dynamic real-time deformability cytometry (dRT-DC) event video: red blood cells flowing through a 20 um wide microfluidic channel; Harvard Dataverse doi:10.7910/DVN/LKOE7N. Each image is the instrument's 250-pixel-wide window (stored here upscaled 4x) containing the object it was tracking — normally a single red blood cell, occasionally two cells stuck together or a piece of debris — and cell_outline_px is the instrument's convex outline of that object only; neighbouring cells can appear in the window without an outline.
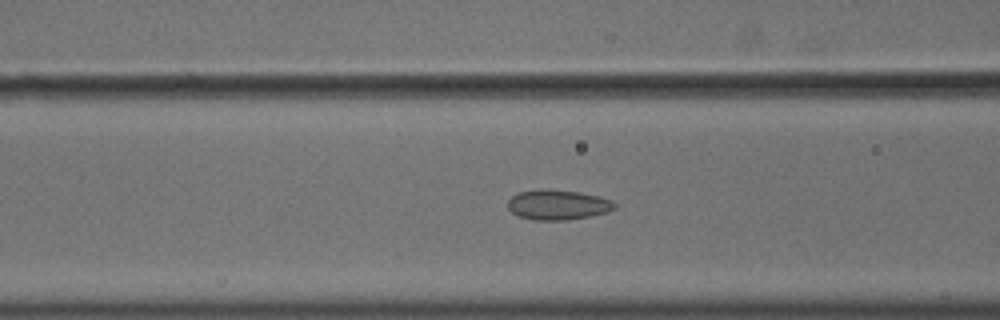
{"species": "common noctule bat (a hibernating species)", "species_latin": "Nyctalus noctula", "temperature_condition": "cold", "stored_images_in_passage": 57, "camera_frame_rate_fps": 3000, "um_per_image_px": 0.085, "animal": {"sex": "male", "body_mass_g": 18.8}, "frame": {"image": 1, "passage_image": 24, "time_ms": 7.667, "image_size_px": [1000, 320], "cell_outline_px": [[616, 208], [608, 212], [568, 220], [532, 220], [520, 216], [512, 212], [508, 208], [508, 200], [512, 196], [520, 192], [536, 188], [544, 188], [580, 192], [600, 196], [612, 200], [616, 204]], "centroid_in_image_um": [47.42, 17.39], "position_along_channel_um": 119.2, "area_um2": 18.9}}
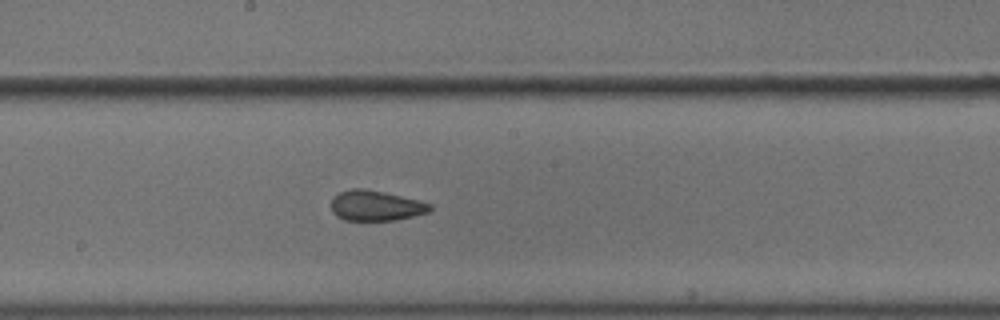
{"frame": {"image": 2, "passage_image": 32, "time_ms": 10.333, "image_size_px": [1000, 320], "cell_outline_px": [[432, 208], [428, 212], [396, 220], [344, 220], [336, 216], [332, 212], [332, 196], [340, 192], [352, 188], [364, 188], [384, 192], [420, 200], [432, 204]], "centroid_in_image_um": [31.93, 17.47], "position_along_channel_um": 216.3, "area_um2": 17.51}}
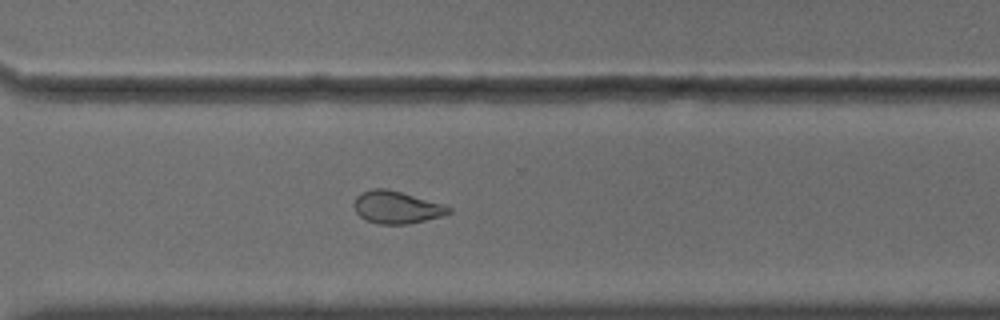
{"frame": {"image": 3, "passage_image": 42, "time_ms": 13.667, "image_size_px": [1000, 320], "cell_outline_px": [[452, 212], [444, 216], [408, 224], [376, 224], [360, 216], [356, 212], [352, 204], [356, 196], [372, 188], [388, 188], [444, 204], [452, 208]], "centroid_in_image_um": [33.73, 17.62], "position_along_channel_um": 336.9, "area_um2": 18.09}, "authors_computed_cell_mechanics": {"area_um2": 19.652, "velocity_mm_per_s": 3.6304, "shape_relaxation_time_tau1_ms": null, "shape_relaxation_time_tau2_ms": 1.7673, "deformation_change_tau1": null, "deformation_change_tau2": 0.0708}}